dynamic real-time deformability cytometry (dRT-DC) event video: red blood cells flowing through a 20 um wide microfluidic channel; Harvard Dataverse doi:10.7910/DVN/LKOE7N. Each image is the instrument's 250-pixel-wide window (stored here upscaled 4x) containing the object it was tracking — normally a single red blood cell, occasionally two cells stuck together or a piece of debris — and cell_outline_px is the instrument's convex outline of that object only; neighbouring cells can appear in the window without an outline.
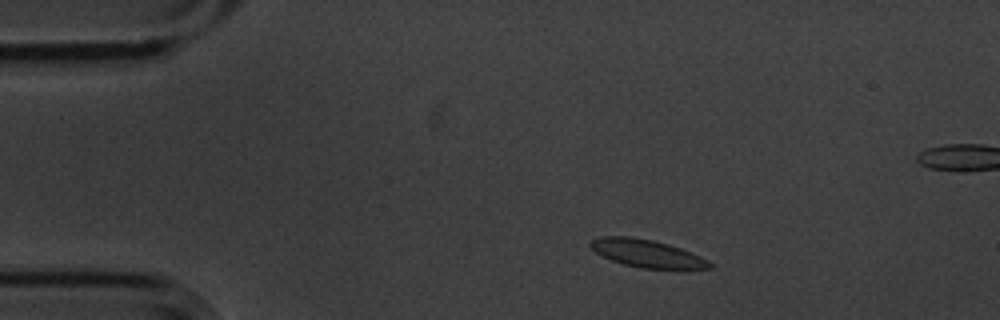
{"species": "common noctule bat (a hibernating species)", "species_latin": "Nyctalus noctula", "temperature_condition": "cold", "stored_images_in_passage": 50, "segment_of_instrument_passage": [1, 2], "camera_frame_rate_fps": 3000, "um_per_image_px": 0.085, "animal": {"sex": "male", "body_mass_g": 20.1, "forearm_length_mm": 53.5}, "frame": {"image": 1, "passage_image": 3, "time_ms": 0.667, "image_size_px": [1000, 320], "cell_outline_px": [[712, 268], [684, 272], [640, 268], [624, 264], [612, 260], [596, 252], [588, 244], [592, 240], [604, 236], [628, 236], [652, 240], [668, 244], [680, 248], [700, 256], [708, 260], [712, 264]], "centroid_in_image_um": [55.12, 21.6], "position_along_channel_um": 29.9, "area_um2": 19.83}}
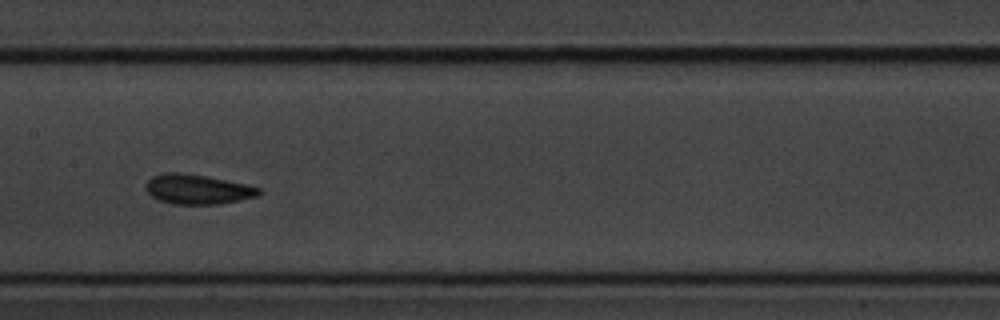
{"frame": {"image": 2, "passage_image": 21, "time_ms": 6.667, "image_size_px": [1000, 320], "cell_outline_px": [[260, 192], [256, 196], [216, 204], [172, 204], [160, 200], [152, 196], [148, 192], [144, 184], [152, 176], [164, 172], [184, 172], [244, 184], [260, 188]], "centroid_in_image_um": [16.71, 16.07], "position_along_channel_um": 190.7, "area_um2": 19.25}}
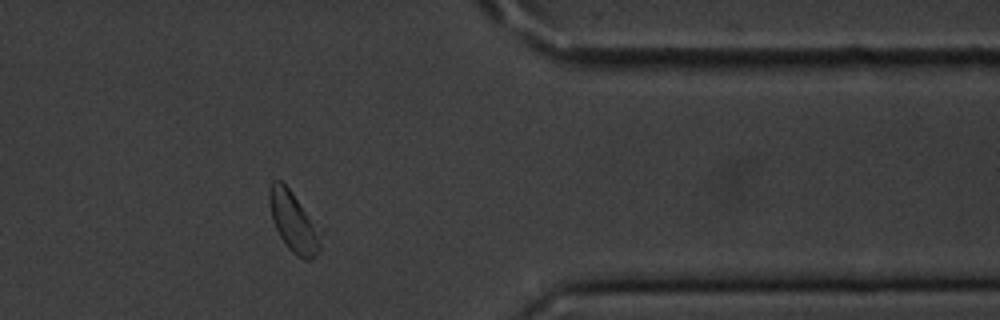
{"frame": {"image": 3, "passage_image": 39, "time_ms": 12.667, "image_size_px": [1000, 320], "cell_outline_px": [[324, 232], [320, 248], [312, 260], [304, 260], [292, 252], [288, 248], [280, 236], [272, 220], [268, 200], [268, 188], [272, 180], [280, 180], [288, 188], [324, 228]], "centroid_in_image_um": [25.02, 18.86], "position_along_channel_um": 386.4, "area_um2": 18.84}}